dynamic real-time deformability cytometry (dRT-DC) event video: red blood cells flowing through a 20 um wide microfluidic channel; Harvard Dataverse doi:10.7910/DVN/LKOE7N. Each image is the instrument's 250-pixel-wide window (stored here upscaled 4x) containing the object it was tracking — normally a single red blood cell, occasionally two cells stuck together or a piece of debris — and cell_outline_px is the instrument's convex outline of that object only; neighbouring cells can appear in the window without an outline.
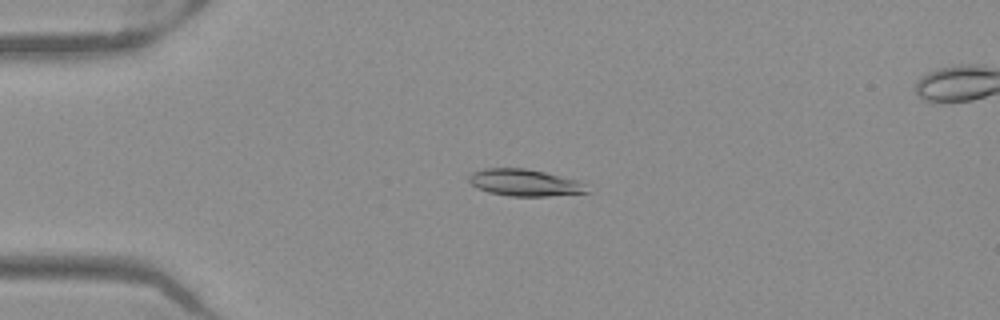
{"species": "Egyptian fruit bat (a non-hibernating species)", "species_latin": "Rousettus aegyptiacus", "temperature_condition": "warm", "stored_images_in_passage": 47, "camera_frame_rate_fps": 3000, "um_per_image_px": 0.085, "frame": {"image": 1, "passage_image": 8, "time_ms": 2.333, "image_size_px": [1000, 320], "cell_outline_px": [[592, 192], [548, 196], [508, 196], [488, 192], [476, 188], [468, 180], [468, 176], [472, 172], [484, 168], [524, 168], [544, 172], [576, 180], [588, 184]], "centroid_in_image_um": [44.62, 15.53], "position_along_channel_um": 40.4, "area_um2": 18.67}}
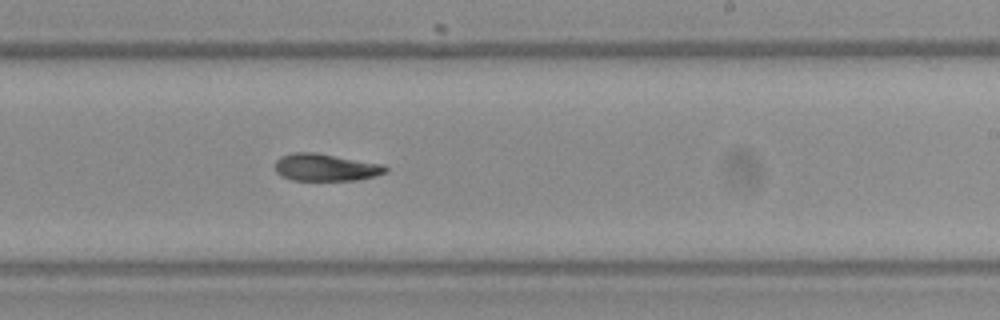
{"frame": {"image": 2, "passage_image": 27, "time_ms": 8.667, "image_size_px": [1000, 320], "cell_outline_px": [[388, 172], [376, 176], [360, 180], [292, 180], [280, 176], [276, 172], [276, 160], [280, 156], [292, 152], [312, 152], [384, 164], [388, 168]], "centroid_in_image_um": [27.7, 14.23], "position_along_channel_um": 261.3, "area_um2": 17.69}}
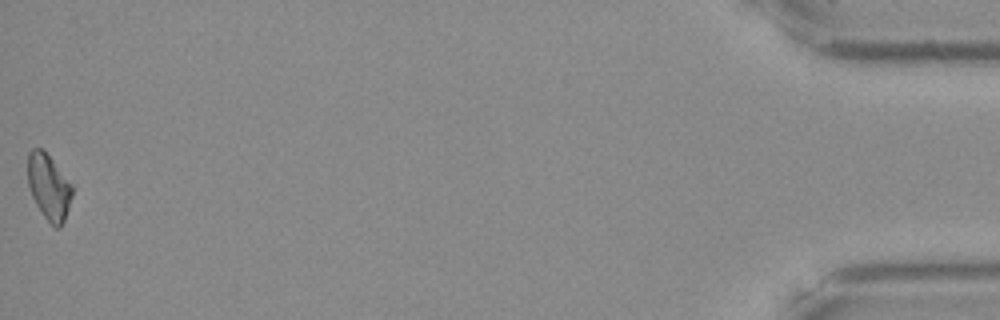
{"frame": {"image": 3, "passage_image": 47, "time_ms": 15.333, "image_size_px": [1000, 320], "cell_outline_px": [[72, 196], [64, 220], [60, 228], [56, 228], [44, 216], [36, 204], [32, 196], [28, 184], [28, 152], [32, 148], [40, 148], [52, 160], [72, 184]], "centroid_in_image_um": [4.14, 15.89], "position_along_channel_um": 431.1, "area_um2": 16.65}, "authors_computed_cell_mechanics": {"area_um2": 18.3804, "velocity_mm_per_s": 3.9788, "shape_relaxation_time_tau1_ms": null, "shape_relaxation_time_tau2_ms": 3.0378, "deformation_change_tau1": null, "deformation_change_tau2": 0.0842}}